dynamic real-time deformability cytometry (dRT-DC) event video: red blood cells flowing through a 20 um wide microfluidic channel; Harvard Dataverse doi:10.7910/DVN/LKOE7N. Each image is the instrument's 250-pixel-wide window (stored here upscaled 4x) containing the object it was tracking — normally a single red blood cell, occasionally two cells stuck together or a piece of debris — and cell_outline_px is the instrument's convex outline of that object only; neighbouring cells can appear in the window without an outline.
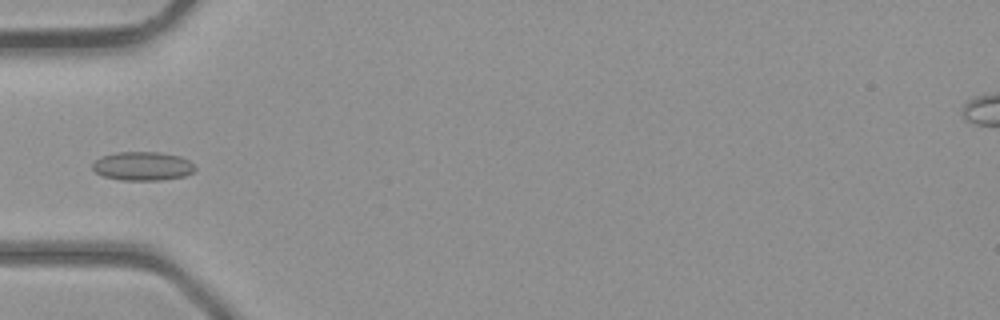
{"species": "common noctule bat (a hibernating species)", "species_latin": "Nyctalus noctula", "temperature_condition": "room temperature", "stored_images_in_passage": 4, "camera_frame_rate_fps": 3000, "um_per_image_px": 0.085, "animal": {"sex": "male", "body_mass_g": 23.1, "forearm_length_mm": 52.7}, "frame": {"image": 1, "passage_image": 4, "time_ms": 4.0, "image_size_px": [1000, 320], "cell_outline_px": [[196, 168], [192, 172], [184, 176], [160, 180], [120, 180], [104, 176], [96, 172], [92, 168], [92, 164], [100, 156], [116, 152], [160, 152], [180, 156], [188, 160]], "centroid_in_image_um": [12.1, 14.11], "position_along_channel_um": 72.9, "area_um2": 17.17}}